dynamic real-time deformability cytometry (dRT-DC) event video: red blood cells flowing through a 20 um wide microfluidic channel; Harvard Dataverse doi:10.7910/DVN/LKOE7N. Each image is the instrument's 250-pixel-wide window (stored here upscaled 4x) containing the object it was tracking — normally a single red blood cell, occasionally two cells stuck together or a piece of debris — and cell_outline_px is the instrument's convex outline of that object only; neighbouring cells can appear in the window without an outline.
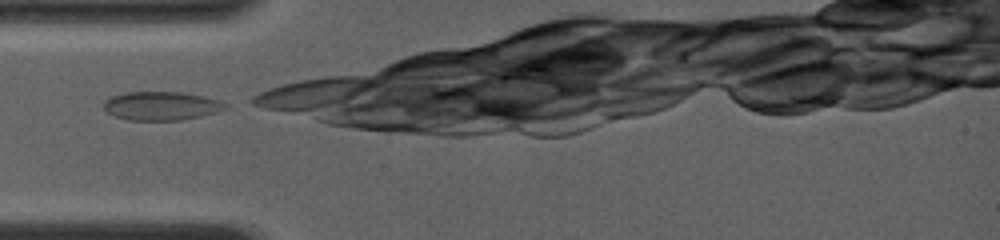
{"species": "common noctule bat (a hibernating species)", "species_latin": "Nyctalus noctula", "temperature_condition": "room temperature", "stored_images_in_passage": 10, "camera_frame_rate_fps": 4000, "um_per_image_px": 0.085, "animal": {"sex": "female", "body_mass_g": 19.0, "forearm_length_mm": 56.7}, "frame": {"image": 1, "passage_image": 1, "time_ms": 0.0, "image_size_px": [1000, 240], "cell_outline_px": [[228, 108], [216, 112], [200, 116], [180, 120], [128, 120], [116, 116], [108, 112], [104, 108], [104, 100], [112, 96], [128, 92], [180, 92], [204, 96], [220, 100], [228, 104]], "centroid_in_image_um": [13.74, 8.99], "position_along_channel_um": 71.3, "area_um2": 20.23}}
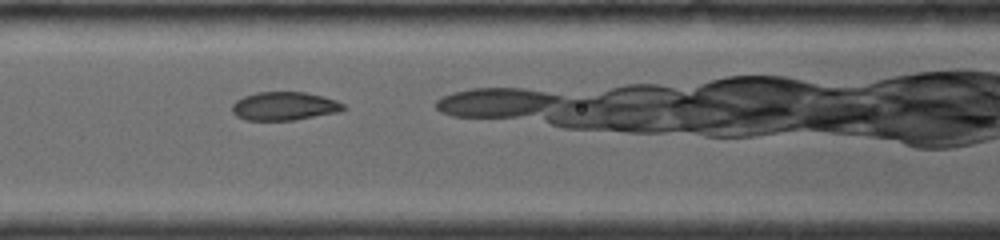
{"frame": {"image": 2, "passage_image": 4, "time_ms": 1.75, "image_size_px": [1000, 240], "cell_outline_px": [[348, 108], [340, 112], [296, 120], [244, 120], [236, 116], [232, 112], [232, 104], [236, 100], [244, 96], [256, 92], [304, 92], [324, 96], [336, 100], [344, 104]], "centroid_in_image_um": [24.19, 9.02], "position_along_channel_um": 142.4, "area_um2": 18.73}}
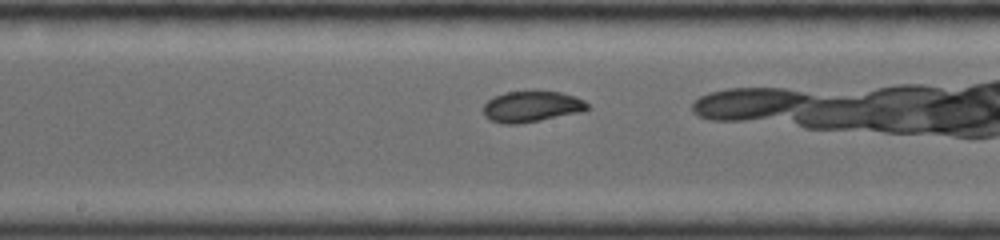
{"frame": {"image": 3, "passage_image": 7, "time_ms": 3.25, "image_size_px": [1000, 240], "cell_outline_px": [[592, 108], [580, 112], [520, 124], [500, 124], [488, 120], [484, 116], [484, 104], [488, 100], [504, 92], [560, 92], [584, 100]], "centroid_in_image_um": [45.16, 9.08], "position_along_channel_um": 203.0, "area_um2": 18.67}}